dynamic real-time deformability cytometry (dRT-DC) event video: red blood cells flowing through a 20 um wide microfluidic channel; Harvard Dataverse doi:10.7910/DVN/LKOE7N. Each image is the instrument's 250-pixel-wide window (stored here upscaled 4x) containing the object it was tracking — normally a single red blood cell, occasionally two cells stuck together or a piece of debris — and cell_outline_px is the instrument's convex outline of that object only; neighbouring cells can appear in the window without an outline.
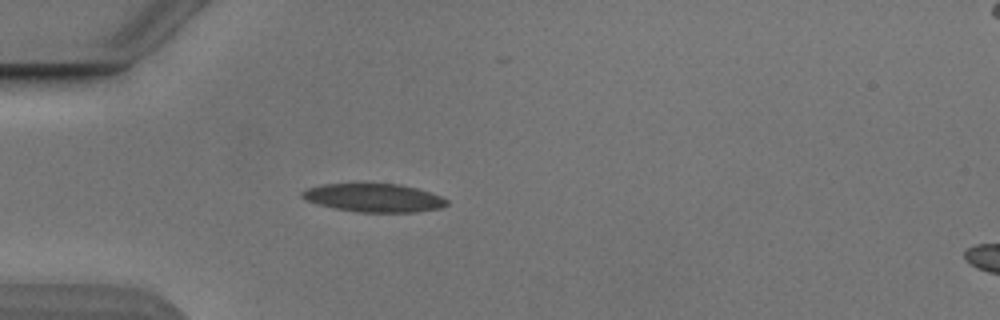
{"species": "Egyptian fruit bat (a non-hibernating species)", "species_latin": "Rousettus aegyptiacus", "temperature_condition": "cold", "stored_images_in_passage": 16, "camera_frame_rate_fps": 3000, "um_per_image_px": 0.085, "animal": {"sex": "male"}, "frame": {"image": 1, "passage_image": 9, "time_ms": 2.667, "image_size_px": [1000, 320], "cell_outline_px": [[448, 204], [440, 208], [416, 212], [360, 212], [336, 208], [316, 204], [300, 196], [300, 192], [308, 188], [324, 184], [400, 184], [416, 188], [440, 196], [448, 200]], "centroid_in_image_um": [31.78, 16.82], "position_along_channel_um": 53.2, "area_um2": 23.64}}